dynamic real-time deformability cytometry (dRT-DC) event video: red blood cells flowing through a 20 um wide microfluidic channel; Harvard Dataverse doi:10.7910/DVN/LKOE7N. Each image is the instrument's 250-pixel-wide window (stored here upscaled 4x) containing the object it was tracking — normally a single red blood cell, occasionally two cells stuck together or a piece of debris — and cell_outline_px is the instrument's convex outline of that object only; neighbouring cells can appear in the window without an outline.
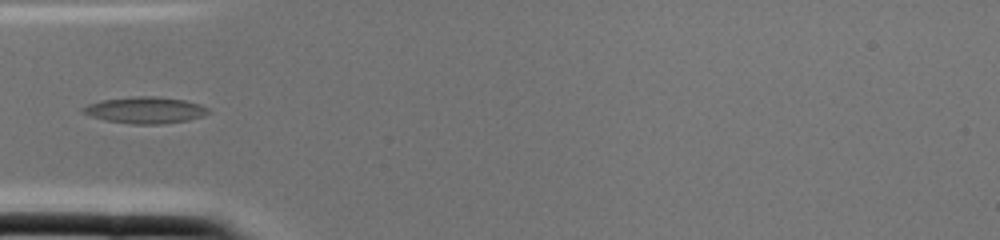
{"species": "common noctule bat (a hibernating species)", "species_latin": "Nyctalus noctula", "temperature_condition": "cold", "stored_images_in_passage": 1, "camera_frame_rate_fps": 3000, "um_per_image_px": 0.085, "animal": {"sex": "female", "body_mass_g": 22.0, "forearm_length_mm": 56.7}, "frame": {"image": 1, "passage_image": 1, "time_ms": 0.0, "image_size_px": [1000, 240], "cell_outline_px": [[212, 112], [204, 116], [188, 120], [164, 124], [132, 124], [104, 120], [80, 112], [80, 108], [88, 104], [100, 100], [136, 96], [156, 96], [184, 100], [200, 104], [208, 108]], "centroid_in_image_um": [12.35, 9.36], "position_along_channel_um": 72.7, "area_um2": 19.59}}